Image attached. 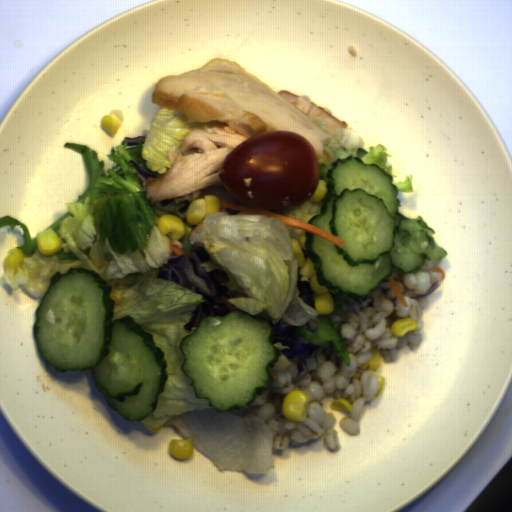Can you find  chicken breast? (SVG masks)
<instances>
[{
    "instance_id": "chicken-breast-1",
    "label": "chicken breast",
    "mask_w": 512,
    "mask_h": 512,
    "mask_svg": "<svg viewBox=\"0 0 512 512\" xmlns=\"http://www.w3.org/2000/svg\"><path fill=\"white\" fill-rule=\"evenodd\" d=\"M151 100L158 107L185 114L188 123L219 120L228 125L204 126L171 147L168 171L146 180L145 199H150L151 205L165 199L190 202L207 186H224L220 173L226 157L254 136L296 132L311 143L316 158H322L332 137L310 117L327 120L328 131L348 129L346 121L314 105L307 94L278 93L240 64L221 57L212 58L196 71L162 77Z\"/></svg>"
},
{
    "instance_id": "chicken-breast-2",
    "label": "chicken breast",
    "mask_w": 512,
    "mask_h": 512,
    "mask_svg": "<svg viewBox=\"0 0 512 512\" xmlns=\"http://www.w3.org/2000/svg\"><path fill=\"white\" fill-rule=\"evenodd\" d=\"M215 213H221L225 217L230 215L226 209V206H220V210L218 212L209 213L208 215L215 214ZM207 216H205L202 221H199V223H197L196 227L193 229V231L189 235V243L196 247H202V248L206 247L205 244L203 243V241L201 240L200 235L206 229L204 227V224H205Z\"/></svg>"
}]
</instances>
